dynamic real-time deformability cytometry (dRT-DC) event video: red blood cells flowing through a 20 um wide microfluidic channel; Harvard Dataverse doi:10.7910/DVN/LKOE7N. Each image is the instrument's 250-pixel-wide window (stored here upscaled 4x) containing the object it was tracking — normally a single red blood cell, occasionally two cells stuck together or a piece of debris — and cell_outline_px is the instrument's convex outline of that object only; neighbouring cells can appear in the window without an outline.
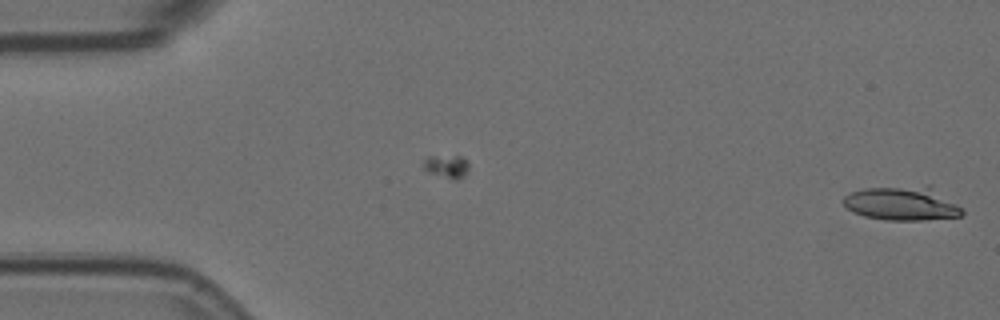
{"species": "Egyptian fruit bat (a non-hibernating species)", "species_latin": "Rousettus aegyptiacus", "temperature_condition": "room temperature", "stored_images_in_passage": 46, "camera_frame_rate_fps": 3000, "um_per_image_px": 0.085, "animal": {"sex": "female"}, "frame": {"image": 1, "passage_image": 1, "time_ms": 0.0, "image_size_px": [1000, 320], "cell_outline_px": [[964, 212], [960, 216], [924, 220], [884, 220], [864, 216], [852, 212], [844, 204], [844, 196], [852, 192], [864, 188], [924, 184], [932, 184], [964, 208]], "centroid_in_image_um": [76.76, 17.26], "position_along_channel_um": 8.2, "area_um2": 24.28}}
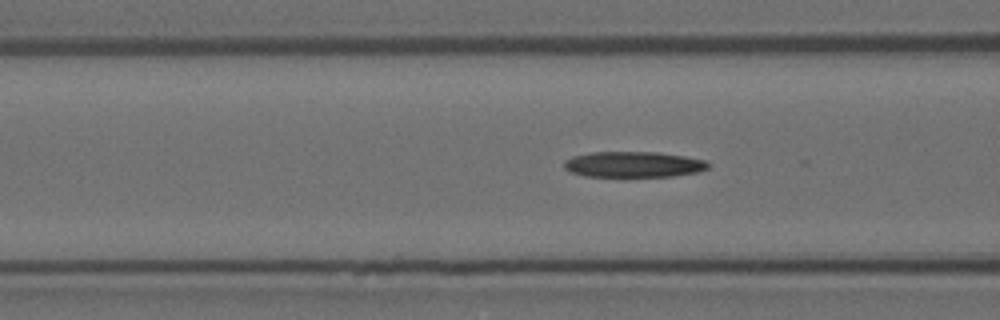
{"frame": {"image": 2, "passage_image": 21, "time_ms": 6.667, "image_size_px": [1000, 320], "cell_outline_px": [[712, 164], [708, 168], [696, 172], [672, 176], [624, 180], [584, 176], [572, 172], [564, 168], [564, 160], [572, 156], [592, 152], [656, 152], [684, 156], [708, 160]], "centroid_in_image_um": [53.83, 14.03], "position_along_channel_um": 112.8, "area_um2": 22.89}}
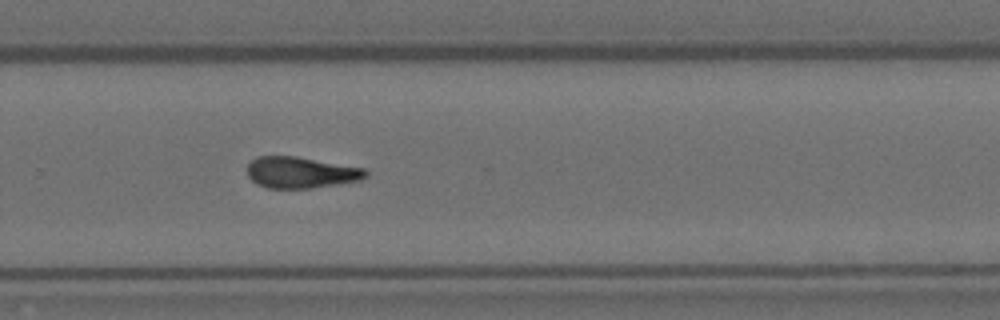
{"frame": {"image": 3, "passage_image": 37, "time_ms": 12.0, "image_size_px": [1000, 320], "cell_outline_px": [[368, 176], [360, 180], [312, 188], [268, 188], [256, 184], [248, 176], [248, 164], [256, 156], [296, 156], [368, 168]], "centroid_in_image_um": [25.61, 14.65], "position_along_channel_um": 304.2, "area_um2": 21.79}, "authors_computed_cell_mechanics": {"area_um2": 22.2819, "velocity_mm_per_s": 3.6048, "shape_relaxation_time_tau1_ms": 7.021, "shape_relaxation_time_tau2_ms": 2.8456, "deformation_change_tau1": 0.2122, "deformation_change_tau2": 0.1234}}